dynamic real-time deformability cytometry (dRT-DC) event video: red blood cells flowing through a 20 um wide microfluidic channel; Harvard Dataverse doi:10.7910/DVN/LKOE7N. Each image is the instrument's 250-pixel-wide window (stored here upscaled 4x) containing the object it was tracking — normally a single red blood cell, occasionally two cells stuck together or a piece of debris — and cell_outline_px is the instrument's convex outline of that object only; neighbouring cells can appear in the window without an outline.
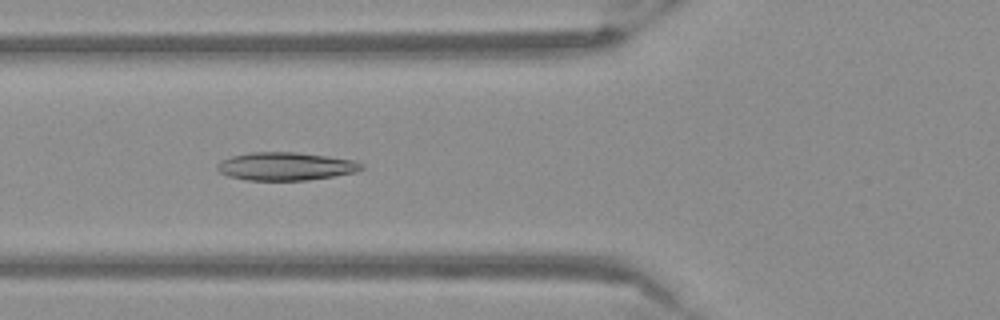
{"species": "Egyptian fruit bat (a non-hibernating species)", "species_latin": "Rousettus aegyptiacus", "temperature_condition": "warm", "stored_images_in_passage": 25, "camera_frame_rate_fps": 3000, "um_per_image_px": 0.085, "frame": {"image": 1, "passage_image": 6, "time_ms": 1.667, "image_size_px": [1000, 320], "cell_outline_px": [[364, 168], [356, 172], [308, 180], [248, 180], [228, 176], [220, 172], [216, 168], [216, 164], [220, 160], [232, 156], [252, 152], [296, 152], [352, 160], [364, 164]], "centroid_in_image_um": [24.25, 14.14], "position_along_channel_um": 101.5, "area_um2": 23.47}}
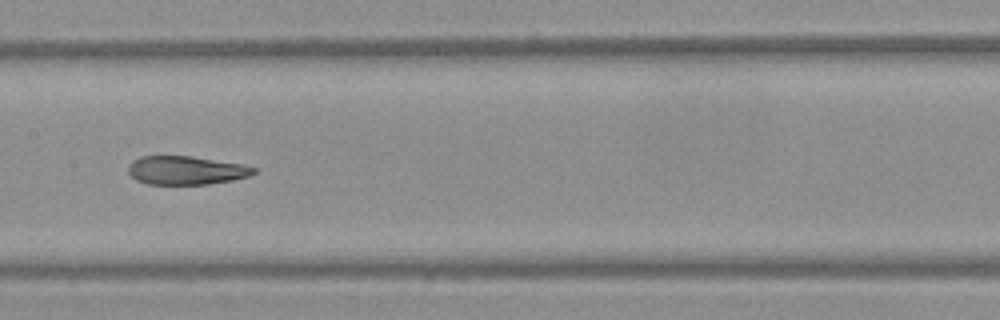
{"frame": {"image": 2, "passage_image": 13, "time_ms": 4.0, "image_size_px": [1000, 320], "cell_outline_px": [[256, 172], [248, 176], [232, 180], [208, 184], [148, 184], [136, 180], [128, 172], [128, 168], [132, 160], [140, 156], [192, 156], [240, 164], [256, 168]], "centroid_in_image_um": [15.78, 14.47], "position_along_channel_um": 191.6, "area_um2": 20.75}}
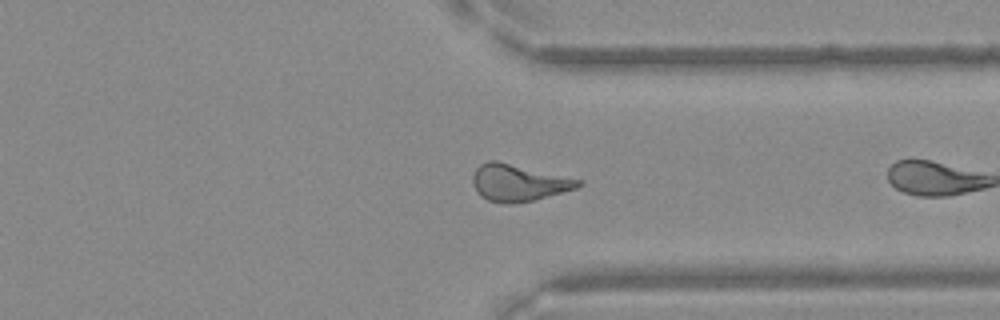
{"frame": {"image": 3, "passage_image": 24, "time_ms": 7.667, "image_size_px": [1000, 320], "cell_outline_px": [[584, 184], [576, 188], [532, 200], [512, 204], [508, 204], [488, 200], [480, 196], [472, 180], [472, 176], [476, 168], [480, 164], [488, 160], [496, 160], [584, 180]], "centroid_in_image_um": [44.08, 15.52], "position_along_channel_um": 367.3, "area_um2": 22.54}}